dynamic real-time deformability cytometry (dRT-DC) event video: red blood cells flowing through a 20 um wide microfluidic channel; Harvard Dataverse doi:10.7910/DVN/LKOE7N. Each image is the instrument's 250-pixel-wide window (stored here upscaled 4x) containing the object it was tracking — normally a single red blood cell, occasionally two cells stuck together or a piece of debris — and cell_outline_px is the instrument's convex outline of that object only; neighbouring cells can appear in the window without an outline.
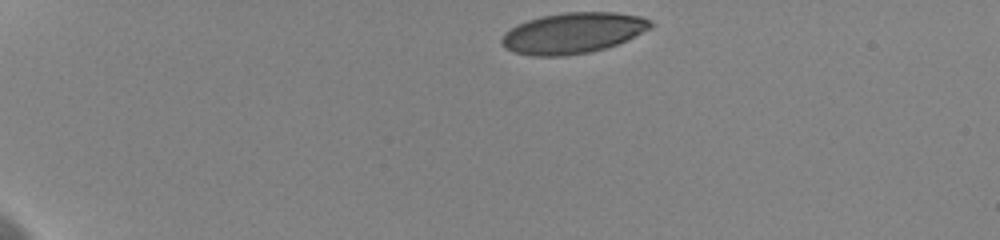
{"species": "human", "species_latin": "Homo sapiens", "temperature_condition": "cold", "stored_images_in_passage": 39, "camera_frame_rate_fps": 3000, "um_per_image_px": 0.085, "donor": {"sex": "female"}, "frame": {"image": 1, "passage_image": 1, "time_ms": 0.0, "image_size_px": [1000, 240], "cell_outline_px": [[652, 28], [616, 44], [604, 48], [588, 52], [564, 56], [532, 56], [512, 52], [504, 48], [500, 44], [500, 40], [504, 32], [516, 24], [540, 16], [564, 12], [616, 12], [640, 16], [652, 20]], "centroid_in_image_um": [48.65, 2.8], "position_along_channel_um": 36.4, "area_um2": 35.6}}
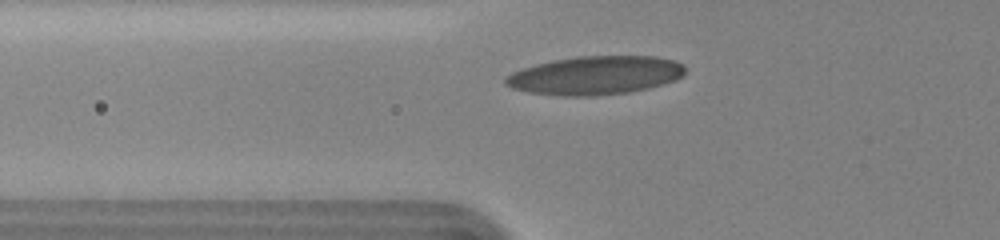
{"frame": {"image": 2, "passage_image": 11, "time_ms": 3.333, "image_size_px": [1000, 240], "cell_outline_px": [[684, 72], [676, 80], [648, 88], [628, 92], [592, 96], [564, 96], [528, 92], [512, 88], [504, 84], [504, 76], [512, 72], [536, 64], [552, 60], [576, 56], [656, 56], [676, 60], [684, 64]], "centroid_in_image_um": [50.58, 6.4], "position_along_channel_um": 75.2, "area_um2": 40.46}}
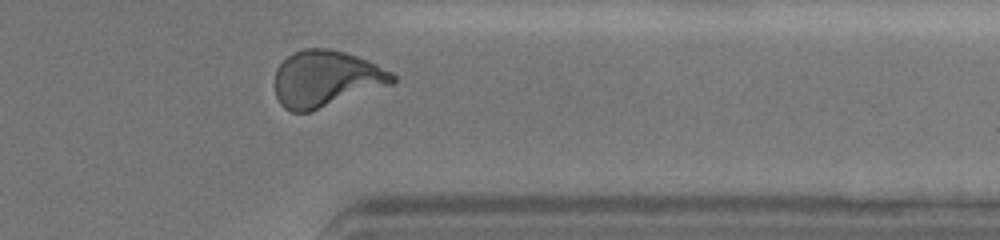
{"frame": {"image": 3, "passage_image": 37, "time_ms": 12.0, "image_size_px": [1000, 240], "cell_outline_px": [[396, 80], [392, 84], [312, 112], [292, 112], [284, 108], [280, 104], [276, 96], [276, 68], [292, 52], [304, 48], [328, 48], [344, 52], [368, 60], [392, 72], [396, 76]], "centroid_in_image_um": [27.71, 6.7], "position_along_channel_um": 383.7, "area_um2": 38.84}, "authors_computed_cell_mechanics": {"area_um2": 37.1654, "velocity_mm_per_s": 3.5953, "shape_relaxation_time_tau1_ms": 4.7336, "shape_relaxation_time_tau2_ms": 0.6652, "deformation_change_tau1": 0.1701, "deformation_change_tau2": 0.0609}}